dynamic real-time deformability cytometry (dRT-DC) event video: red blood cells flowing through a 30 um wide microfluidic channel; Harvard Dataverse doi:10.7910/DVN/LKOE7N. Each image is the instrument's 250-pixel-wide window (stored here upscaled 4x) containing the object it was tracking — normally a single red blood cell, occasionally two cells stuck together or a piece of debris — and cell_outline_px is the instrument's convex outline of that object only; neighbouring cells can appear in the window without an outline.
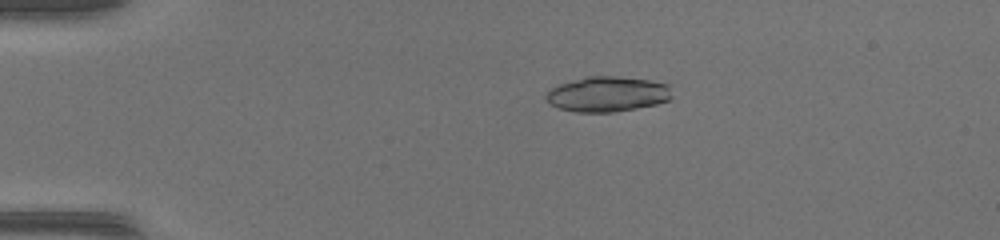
{"species": "common noctule bat (a hibernating species)", "species_latin": "Nyctalus noctula", "temperature_condition": "warm", "stored_images_in_passage": 46, "camera_frame_rate_fps": 3000, "um_per_image_px": 0.085, "animal": {"sex": "female", "body_mass_g": 17.0, "forearm_length_mm": 48.0}, "frame": {"image": 1, "passage_image": 7, "time_ms": 2.0, "image_size_px": [1000, 240], "cell_outline_px": [[672, 96], [668, 100], [656, 104], [636, 108], [612, 112], [576, 112], [560, 108], [552, 104], [544, 96], [548, 88], [556, 84], [584, 76], [616, 76], [648, 80], [672, 84]], "centroid_in_image_um": [51.63, 7.98], "position_along_channel_um": 33.4, "area_um2": 26.18}}
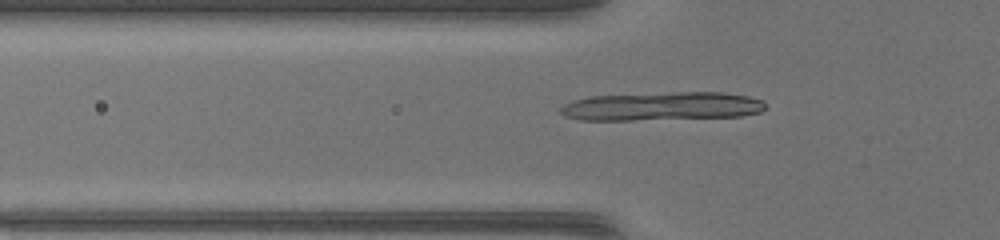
{"frame": {"image": 2, "passage_image": 14, "time_ms": 4.333, "image_size_px": [1000, 240], "cell_outline_px": [[768, 108], [760, 112], [740, 116], [632, 120], [580, 120], [564, 116], [560, 112], [560, 108], [564, 104], [572, 100], [588, 96], [676, 92], [724, 92], [748, 96], [764, 100]], "centroid_in_image_um": [56.27, 9.03], "position_along_channel_um": 69.5, "area_um2": 34.33}}
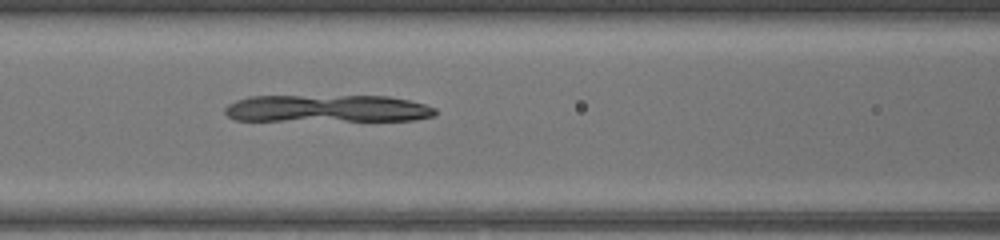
{"frame": {"image": 3, "passage_image": 19, "time_ms": 6.0, "image_size_px": [1000, 240], "cell_outline_px": [[436, 116], [416, 120], [236, 120], [228, 116], [224, 112], [224, 108], [228, 104], [236, 100], [248, 96], [388, 96], [408, 100], [424, 104], [436, 108]], "centroid_in_image_um": [27.83, 9.22], "position_along_channel_um": 138.8, "area_um2": 33.52}}